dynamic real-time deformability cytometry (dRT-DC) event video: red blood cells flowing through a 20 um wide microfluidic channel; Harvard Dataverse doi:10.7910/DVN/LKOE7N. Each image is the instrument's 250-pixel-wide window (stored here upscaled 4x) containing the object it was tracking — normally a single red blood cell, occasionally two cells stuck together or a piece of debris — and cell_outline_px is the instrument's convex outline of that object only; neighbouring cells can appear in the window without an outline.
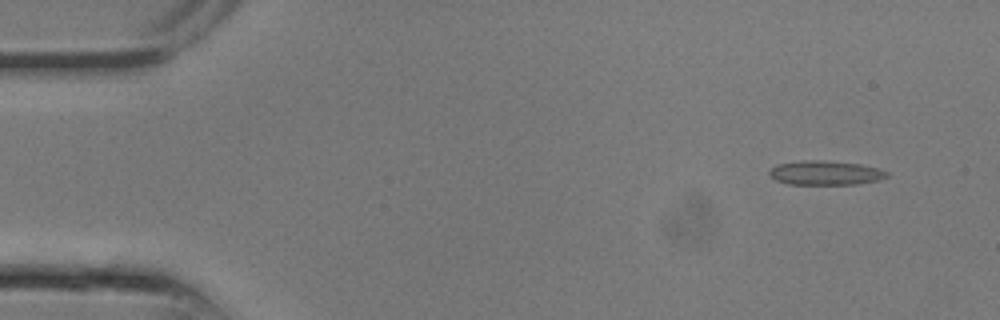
{"species": "common noctule bat (a hibernating species)", "species_latin": "Nyctalus noctula", "temperature_condition": "room temperature", "stored_images_in_passage": 24, "camera_frame_rate_fps": 3000, "um_per_image_px": 0.085, "animal": {"sex": "male", "body_mass_g": 13.3}, "frame": {"image": 1, "passage_image": 2, "time_ms": 0.333, "image_size_px": [1000, 320], "cell_outline_px": [[888, 176], [880, 180], [856, 184], [788, 184], [776, 180], [768, 172], [776, 164], [800, 160], [824, 160], [860, 164], [876, 168], [888, 172]], "centroid_in_image_um": [70.15, 14.69], "position_along_channel_um": 14.8, "area_um2": 16.59}}
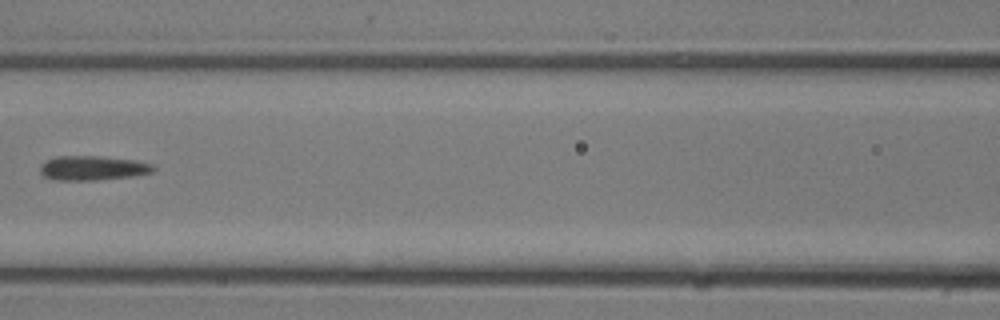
{"frame": {"image": 2, "passage_image": 11, "time_ms": 3.333, "image_size_px": [1000, 320], "cell_outline_px": [[156, 168], [152, 172], [132, 176], [96, 180], [56, 180], [44, 176], [40, 172], [40, 164], [44, 160], [56, 156], [100, 156], [132, 160], [152, 164]], "centroid_in_image_um": [7.82, 14.28], "position_along_channel_um": 158.8, "area_um2": 16.13}}
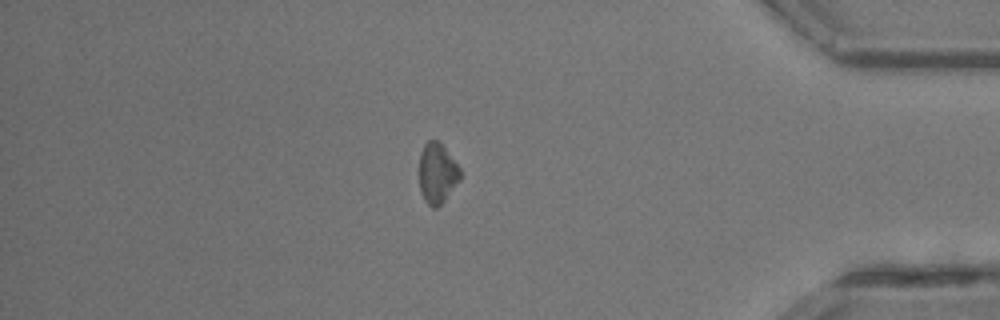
{"frame": {"image": 3, "passage_image": 21, "time_ms": 6.667, "image_size_px": [1000, 320], "cell_outline_px": [[460, 180], [444, 200], [436, 208], [432, 208], [424, 200], [420, 192], [420, 152], [424, 144], [428, 140], [436, 140], [444, 148], [460, 168]], "centroid_in_image_um": [37.15, 14.74], "position_along_channel_um": 398.1, "area_um2": 14.16}}